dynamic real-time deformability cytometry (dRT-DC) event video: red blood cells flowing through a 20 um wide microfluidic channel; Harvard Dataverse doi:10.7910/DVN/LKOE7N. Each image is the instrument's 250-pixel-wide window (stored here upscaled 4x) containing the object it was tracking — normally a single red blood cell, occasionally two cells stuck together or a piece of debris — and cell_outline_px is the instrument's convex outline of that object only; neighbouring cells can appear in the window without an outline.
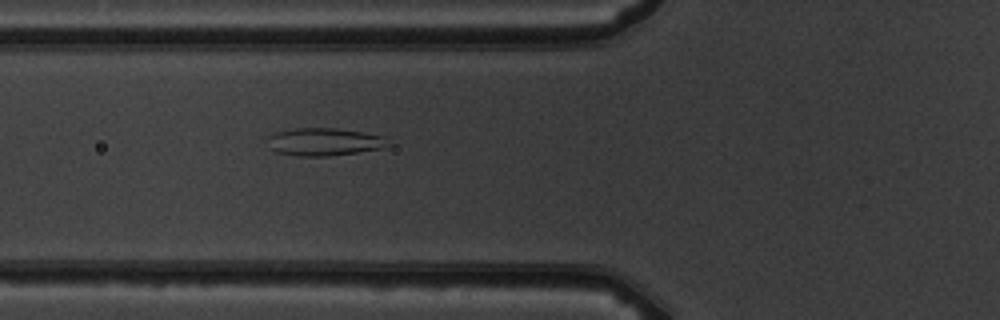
{"species": "common noctule bat (a hibernating species)", "species_latin": "Nyctalus noctula", "temperature_condition": "warm", "stored_images_in_passage": 7, "camera_frame_rate_fps": 3000, "um_per_image_px": 0.085, "animal": {"sex": "male", "body_mass_g": 19.5, "forearm_length_mm": 54.6}, "frame": {"image": 1, "passage_image": 7, "time_ms": 6.667, "image_size_px": [1000, 320], "cell_outline_px": [[388, 144], [384, 148], [328, 156], [296, 156], [276, 152], [268, 148], [268, 136], [276, 132], [296, 128], [336, 128], [364, 132], [384, 136]], "centroid_in_image_um": [27.51, 12.05], "position_along_channel_um": 98.3, "area_um2": 19.48}}